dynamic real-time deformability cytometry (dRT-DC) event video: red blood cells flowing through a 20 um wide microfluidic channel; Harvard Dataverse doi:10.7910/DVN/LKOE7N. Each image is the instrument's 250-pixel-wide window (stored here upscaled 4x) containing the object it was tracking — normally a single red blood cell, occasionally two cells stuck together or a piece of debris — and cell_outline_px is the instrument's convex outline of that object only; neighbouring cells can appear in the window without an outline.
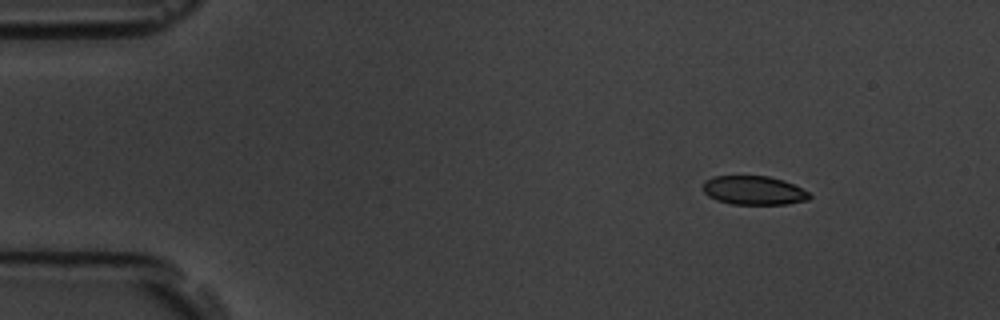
{"species": "common noctule bat (a hibernating species)", "species_latin": "Nyctalus noctula", "temperature_condition": "room temperature", "stored_images_in_passage": 9, "camera_frame_rate_fps": 3000, "um_per_image_px": 0.085, "animal": {"sex": "male", "body_mass_g": 19.5, "forearm_length_mm": 54.6}, "frame": {"image": 1, "passage_image": 1, "time_ms": 0.0, "image_size_px": [1000, 320], "cell_outline_px": [[812, 196], [808, 200], [788, 204], [732, 204], [716, 200], [708, 196], [704, 192], [704, 180], [712, 176], [768, 176], [784, 180], [808, 192]], "centroid_in_image_um": [64.06, 16.18], "position_along_channel_um": 20.9, "area_um2": 17.92}}
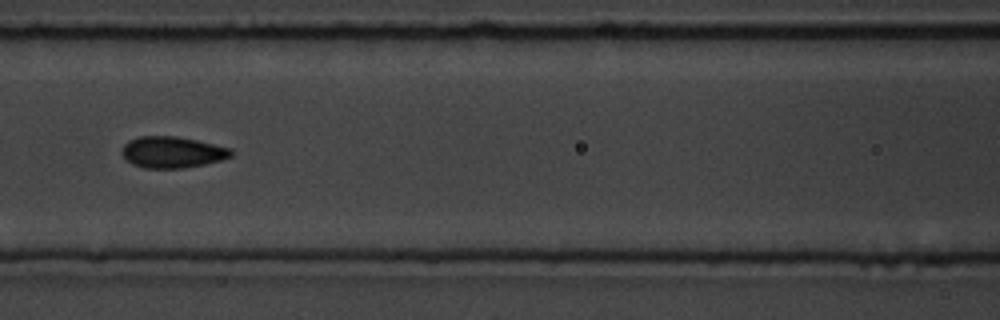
{"frame": {"image": 2, "passage_image": 6, "time_ms": 6.0, "image_size_px": [1000, 320], "cell_outline_px": [[232, 156], [220, 160], [204, 164], [184, 168], [144, 168], [132, 164], [120, 152], [124, 144], [128, 140], [140, 136], [176, 136], [196, 140], [232, 148]], "centroid_in_image_um": [14.63, 12.93], "position_along_channel_um": 152.0, "area_um2": 19.94}}
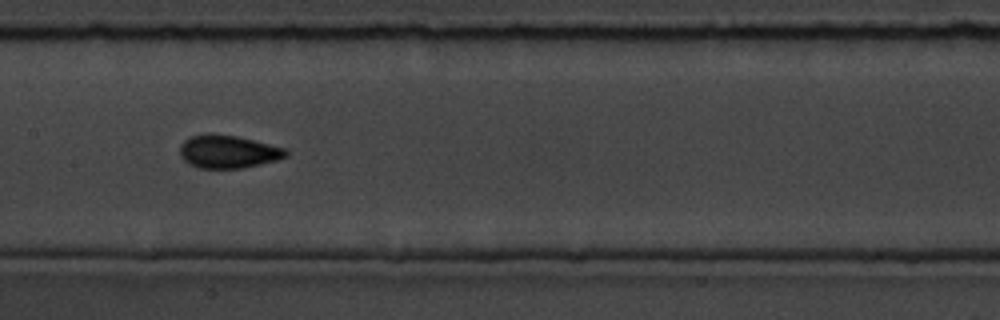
{"frame": {"image": 3, "passage_image": 7, "time_ms": 7.0, "image_size_px": [1000, 320], "cell_outline_px": [[288, 156], [276, 160], [244, 168], [200, 168], [188, 164], [180, 156], [180, 144], [188, 136], [208, 132], [212, 132], [236, 136], [288, 148]], "centroid_in_image_um": [19.37, 12.87], "position_along_channel_um": 188.0, "area_um2": 20.81}}